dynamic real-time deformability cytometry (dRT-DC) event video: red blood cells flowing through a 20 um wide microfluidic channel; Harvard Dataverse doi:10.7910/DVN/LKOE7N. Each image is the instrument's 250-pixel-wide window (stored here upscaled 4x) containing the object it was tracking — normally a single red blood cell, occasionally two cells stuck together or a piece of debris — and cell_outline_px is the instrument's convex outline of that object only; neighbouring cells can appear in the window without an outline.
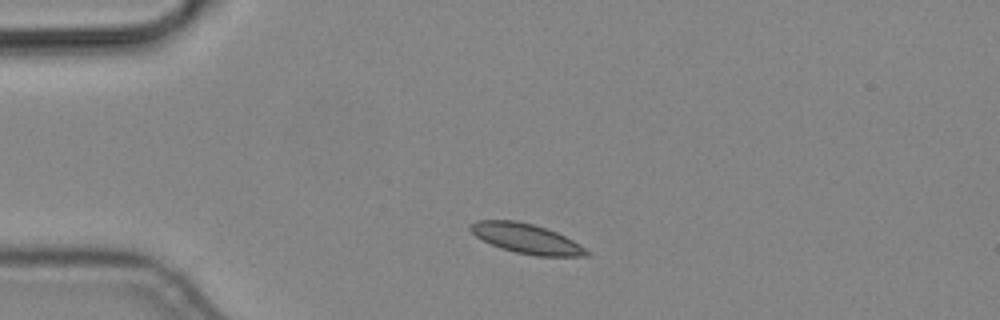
{"species": "common noctule bat (a hibernating species)", "species_latin": "Nyctalus noctula", "temperature_condition": "cold", "stored_images_in_passage": 3, "camera_frame_rate_fps": 3000, "um_per_image_px": 0.085, "animal": {"sex": "male", "body_mass_g": 19.2, "forearm_length_mm": 51.8}, "frame": {"image": 1, "passage_image": 2, "time_ms": 0.333, "image_size_px": [1000, 320], "cell_outline_px": [[592, 252], [588, 256], [536, 256], [516, 252], [500, 248], [476, 236], [468, 228], [468, 224], [476, 220], [516, 220], [532, 224], [556, 232], [580, 244]], "centroid_in_image_um": [44.74, 20.28], "position_along_channel_um": 40.3, "area_um2": 20.11}}